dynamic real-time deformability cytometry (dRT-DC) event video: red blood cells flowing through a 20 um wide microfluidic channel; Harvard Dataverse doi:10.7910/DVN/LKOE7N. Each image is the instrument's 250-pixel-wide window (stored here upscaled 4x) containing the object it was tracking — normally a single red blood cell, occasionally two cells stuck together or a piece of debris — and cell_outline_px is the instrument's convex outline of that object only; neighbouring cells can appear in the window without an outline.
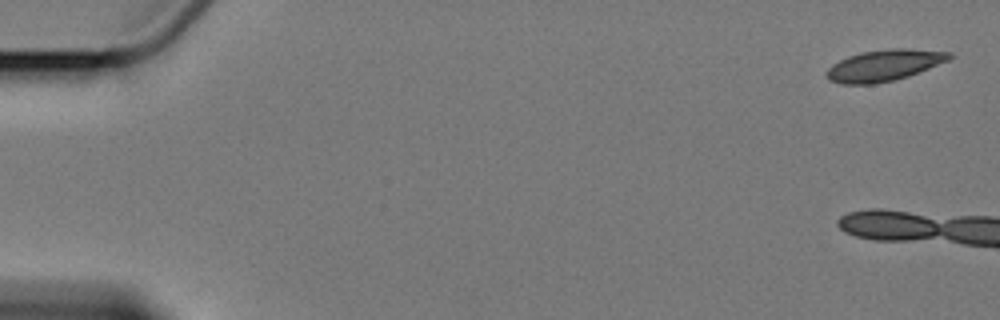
{"species": "Egyptian fruit bat (a non-hibernating species)", "species_latin": "Rousettus aegyptiacus", "temperature_condition": "cold", "stored_images_in_passage": 3, "camera_frame_rate_fps": 3000, "um_per_image_px": 0.085, "animal": {"sex": "female"}, "frame": {"image": 1, "passage_image": 1, "time_ms": 0.0, "image_size_px": [1000, 320], "cell_outline_px": [[956, 56], [948, 60], [908, 76], [892, 80], [872, 84], [840, 84], [828, 80], [824, 72], [832, 64], [848, 56], [860, 52], [888, 48], [908, 48], [952, 52]], "centroid_in_image_um": [75.13, 5.54], "position_along_channel_um": 9.9, "area_um2": 22.54}}